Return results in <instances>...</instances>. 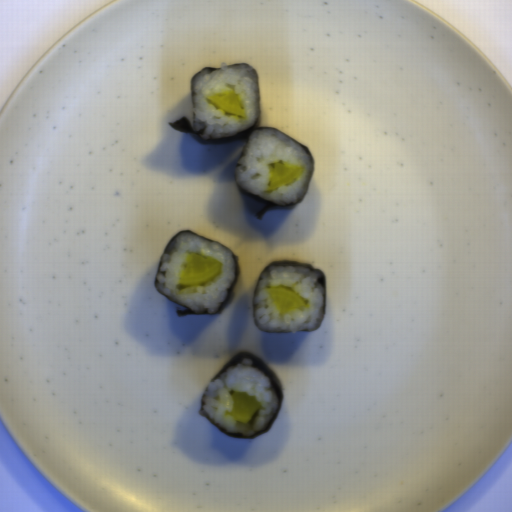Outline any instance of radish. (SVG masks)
<instances>
[{
	"label": "radish",
	"instance_id": "obj_2",
	"mask_svg": "<svg viewBox=\"0 0 512 512\" xmlns=\"http://www.w3.org/2000/svg\"><path fill=\"white\" fill-rule=\"evenodd\" d=\"M260 407L256 396L245 391H239L233 393L232 410L225 411V414L245 425L253 420Z\"/></svg>",
	"mask_w": 512,
	"mask_h": 512
},
{
	"label": "radish",
	"instance_id": "obj_1",
	"mask_svg": "<svg viewBox=\"0 0 512 512\" xmlns=\"http://www.w3.org/2000/svg\"><path fill=\"white\" fill-rule=\"evenodd\" d=\"M221 263L199 256L187 254L181 267L178 285L180 287L207 284L220 275Z\"/></svg>",
	"mask_w": 512,
	"mask_h": 512
},
{
	"label": "radish",
	"instance_id": "obj_5",
	"mask_svg": "<svg viewBox=\"0 0 512 512\" xmlns=\"http://www.w3.org/2000/svg\"><path fill=\"white\" fill-rule=\"evenodd\" d=\"M207 98L210 103H212L220 110L230 113L232 115L245 117V112L241 103L239 102L237 96L232 92L220 95H211Z\"/></svg>",
	"mask_w": 512,
	"mask_h": 512
},
{
	"label": "radish",
	"instance_id": "obj_3",
	"mask_svg": "<svg viewBox=\"0 0 512 512\" xmlns=\"http://www.w3.org/2000/svg\"><path fill=\"white\" fill-rule=\"evenodd\" d=\"M267 292L278 312L289 314L306 305L305 301L296 293L281 287H268Z\"/></svg>",
	"mask_w": 512,
	"mask_h": 512
},
{
	"label": "radish",
	"instance_id": "obj_4",
	"mask_svg": "<svg viewBox=\"0 0 512 512\" xmlns=\"http://www.w3.org/2000/svg\"><path fill=\"white\" fill-rule=\"evenodd\" d=\"M299 166H290L284 163L274 164L271 173V180L268 190L277 189L285 186L301 173Z\"/></svg>",
	"mask_w": 512,
	"mask_h": 512
}]
</instances>
